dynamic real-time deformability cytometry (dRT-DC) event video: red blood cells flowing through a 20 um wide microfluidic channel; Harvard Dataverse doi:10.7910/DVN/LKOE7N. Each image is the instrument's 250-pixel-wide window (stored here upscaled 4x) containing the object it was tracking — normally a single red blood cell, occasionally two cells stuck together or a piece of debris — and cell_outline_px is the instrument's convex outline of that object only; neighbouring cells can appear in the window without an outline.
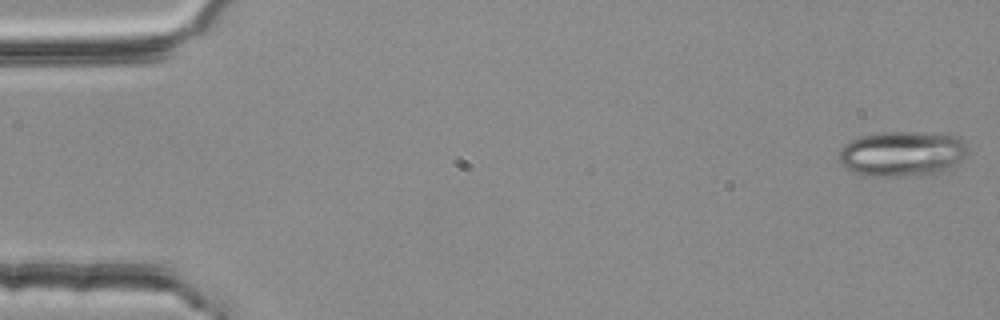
{"species": "common noctule bat (a hibernating species)", "species_latin": "Nyctalus noctula", "temperature_condition": "room temperature", "stored_images_in_passage": 4, "camera_frame_rate_fps": 3000, "um_per_image_px": 0.085, "animal": {"sex": "female", "body_mass_g": 25.1}, "frame": {"image": 1, "passage_image": 1, "time_ms": 0.0, "image_size_px": [1000, 320], "cell_outline_px": [[968, 152], [952, 168], [944, 172], [884, 176], [872, 176], [856, 172], [848, 168], [840, 160], [836, 152], [844, 144], [860, 136], [880, 132], [904, 132], [956, 136], [964, 140], [968, 144]], "centroid_in_image_um": [76.69, 13.05], "position_along_channel_um": 8.3, "area_um2": 33.52}}